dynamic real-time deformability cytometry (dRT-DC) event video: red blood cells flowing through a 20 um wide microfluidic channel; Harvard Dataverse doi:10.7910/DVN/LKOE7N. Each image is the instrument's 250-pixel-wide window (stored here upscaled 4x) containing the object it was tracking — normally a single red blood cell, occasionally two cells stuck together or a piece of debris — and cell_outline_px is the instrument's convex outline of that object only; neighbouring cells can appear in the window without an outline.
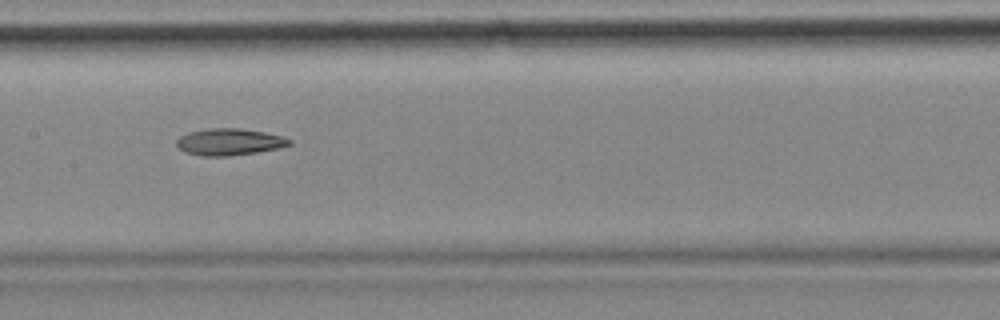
{"species": "common noctule bat (a hibernating species)", "species_latin": "Nyctalus noctula", "temperature_condition": "cold", "stored_images_in_passage": 14, "camera_frame_rate_fps": 3000, "um_per_image_px": 0.085, "animal": {"sex": "female", "body_mass_g": 18.4}, "frame": {"image": 1, "passage_image": 7, "time_ms": 2.0, "image_size_px": [1000, 320], "cell_outline_px": [[292, 144], [280, 148], [256, 152], [228, 156], [204, 156], [184, 152], [176, 144], [176, 140], [180, 136], [192, 132], [208, 128], [240, 128], [264, 132], [280, 136], [292, 140]], "centroid_in_image_um": [19.5, 12.06], "position_along_channel_um": 187.9, "area_um2": 17.46}}